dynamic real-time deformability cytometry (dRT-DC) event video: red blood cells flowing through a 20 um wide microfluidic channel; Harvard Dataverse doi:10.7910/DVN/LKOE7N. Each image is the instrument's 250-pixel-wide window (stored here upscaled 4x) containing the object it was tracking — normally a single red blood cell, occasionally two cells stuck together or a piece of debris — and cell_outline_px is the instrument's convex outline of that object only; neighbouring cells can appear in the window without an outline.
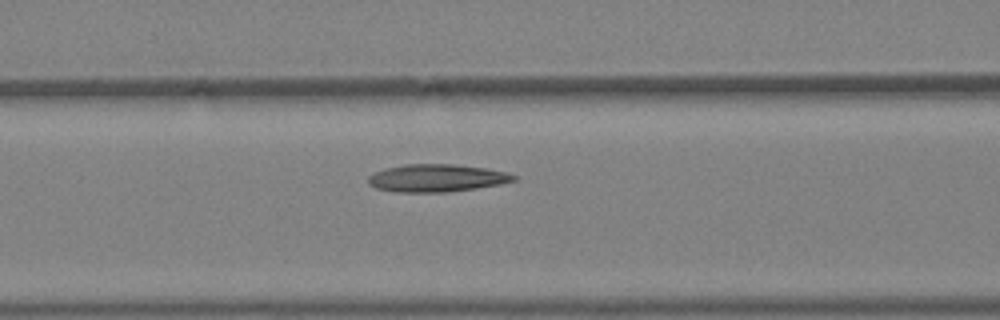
{"species": "Egyptian fruit bat (a non-hibernating species)", "species_latin": "Rousettus aegyptiacus", "temperature_condition": "warm", "stored_images_in_passage": 3, "camera_frame_rate_fps": 3000, "um_per_image_px": 0.085, "animal": {"sex": "female"}, "frame": {"image": 1, "passage_image": 3, "time_ms": 0.667, "image_size_px": [1000, 320], "cell_outline_px": [[516, 180], [500, 184], [476, 188], [448, 192], [392, 192], [376, 188], [368, 184], [368, 176], [376, 172], [388, 168], [404, 164], [452, 164], [488, 168], [504, 172], [516, 176]], "centroid_in_image_um": [37.1, 15.14], "position_along_channel_um": 129.5, "area_um2": 23.35}}